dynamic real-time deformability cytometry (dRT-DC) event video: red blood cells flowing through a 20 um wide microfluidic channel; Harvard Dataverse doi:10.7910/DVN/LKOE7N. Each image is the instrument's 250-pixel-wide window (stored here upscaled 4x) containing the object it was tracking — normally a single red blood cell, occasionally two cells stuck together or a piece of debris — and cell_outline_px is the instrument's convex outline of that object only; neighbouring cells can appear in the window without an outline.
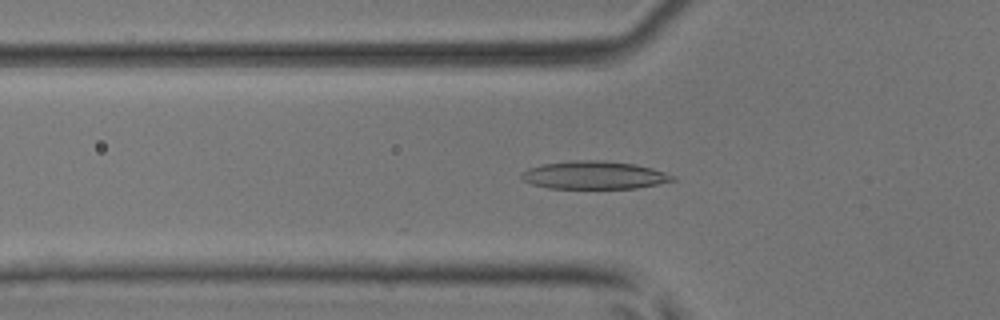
{"species": "common noctule bat (a hibernating species)", "species_latin": "Nyctalus noctula", "temperature_condition": "room temperature", "stored_images_in_passage": 33, "camera_frame_rate_fps": 3000, "um_per_image_px": 0.085, "animal": {"sex": "male", "body_mass_g": 17.9, "forearm_length_mm": 54.2}, "frame": {"image": 1, "passage_image": 6, "time_ms": 1.667, "image_size_px": [1000, 320], "cell_outline_px": [[676, 180], [636, 188], [548, 188], [532, 184], [524, 180], [520, 176], [528, 168], [544, 164], [572, 160], [604, 160], [636, 164], [652, 168], [676, 176]], "centroid_in_image_um": [50.53, 14.88], "position_along_channel_um": 75.3, "area_um2": 24.51}}
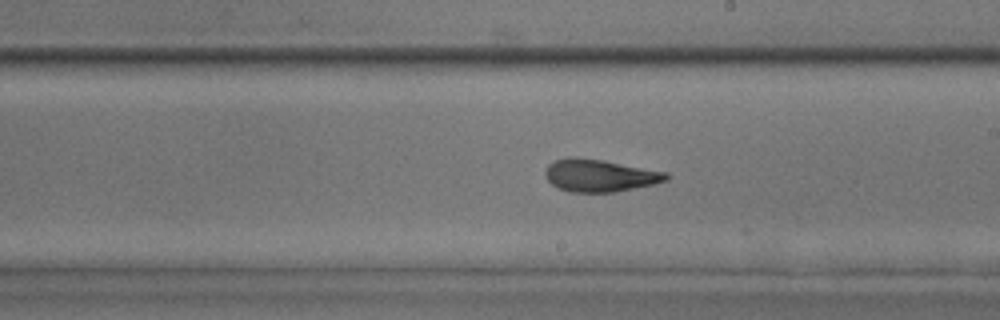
{"frame": {"image": 2, "passage_image": 18, "time_ms": 5.667, "image_size_px": [1000, 320], "cell_outline_px": [[672, 176], [668, 180], [656, 184], [616, 192], [572, 192], [560, 188], [552, 184], [544, 176], [544, 172], [548, 164], [556, 160], [568, 156], [576, 156], [604, 160], [668, 172]], "centroid_in_image_um": [51.02, 14.9], "position_along_channel_um": 238.0, "area_um2": 23.24}}
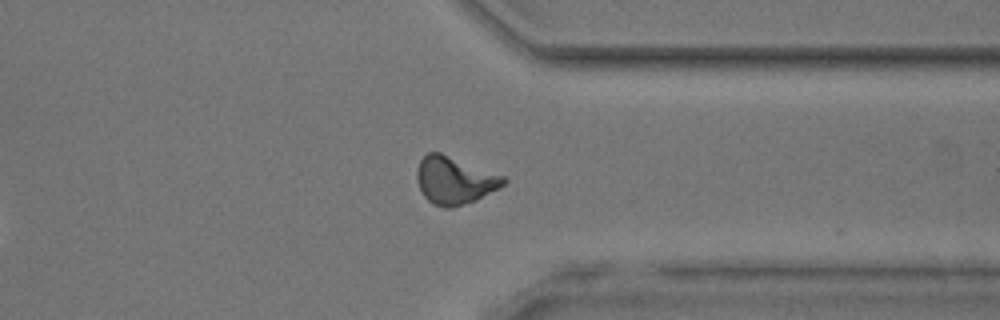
{"frame": {"image": 3, "passage_image": 28, "time_ms": 9.0, "image_size_px": [1000, 320], "cell_outline_px": [[508, 180], [504, 184], [476, 200], [452, 208], [444, 208], [432, 204], [424, 196], [416, 180], [416, 172], [420, 160], [428, 152], [440, 152], [504, 176]], "centroid_in_image_um": [38.6, 15.33], "position_along_channel_um": 372.8, "area_um2": 23.81}, "authors_computed_cell_mechanics": {"area_um2": 22.7732, "velocity_mm_per_s": 4.0794, "shape_relaxation_time_tau1_ms": 5.7049, "shape_relaxation_time_tau2_ms": 1.4594, "deformation_change_tau1": 0.1864, "deformation_change_tau2": 0.0703}}